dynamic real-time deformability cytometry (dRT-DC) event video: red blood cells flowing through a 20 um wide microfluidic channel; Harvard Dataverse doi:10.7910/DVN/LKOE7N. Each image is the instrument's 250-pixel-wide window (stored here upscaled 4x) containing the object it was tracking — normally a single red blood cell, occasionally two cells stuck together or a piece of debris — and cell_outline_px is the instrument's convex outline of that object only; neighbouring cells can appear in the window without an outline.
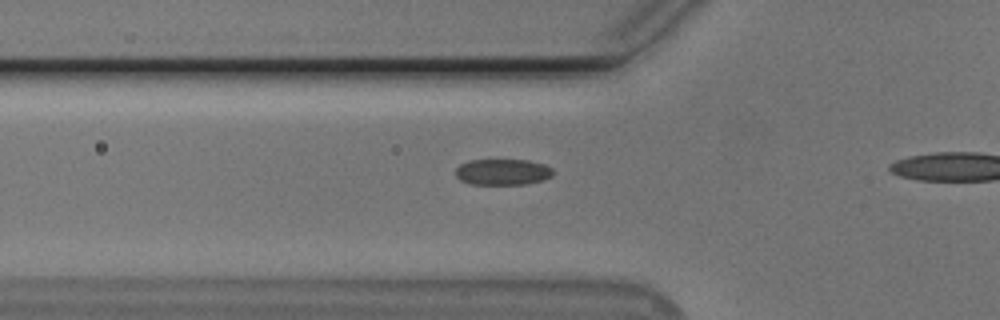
{"species": "Egyptian fruit bat (a non-hibernating species)", "species_latin": "Rousettus aegyptiacus", "temperature_condition": "cold", "stored_images_in_passage": 15, "camera_frame_rate_fps": 3000, "um_per_image_px": 0.085, "animal": {"sex": "male"}, "frame": {"image": 1, "passage_image": 13, "time_ms": 4.0, "image_size_px": [1000, 320], "cell_outline_px": [[552, 176], [540, 180], [524, 184], [472, 184], [460, 180], [456, 176], [456, 168], [460, 164], [468, 160], [528, 160], [544, 164], [552, 168]], "centroid_in_image_um": [42.7, 14.61], "position_along_channel_um": 83.1, "area_um2": 14.68}}